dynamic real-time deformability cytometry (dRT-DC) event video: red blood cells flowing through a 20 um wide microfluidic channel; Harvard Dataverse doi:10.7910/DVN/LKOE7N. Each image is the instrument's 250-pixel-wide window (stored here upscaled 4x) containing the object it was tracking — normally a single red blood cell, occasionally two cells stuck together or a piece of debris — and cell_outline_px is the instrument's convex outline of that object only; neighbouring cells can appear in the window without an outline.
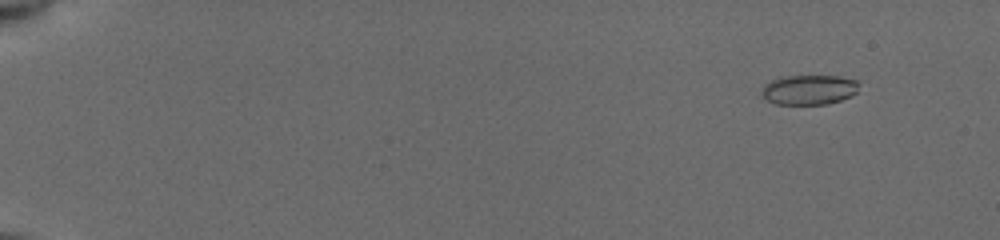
{"species": "common noctule bat (a hibernating species)", "species_latin": "Nyctalus noctula", "temperature_condition": "cold", "stored_images_in_passage": 71, "camera_frame_rate_fps": 3000, "um_per_image_px": 0.085, "animal": {"sex": "female", "body_mass_g": 19.5, "forearm_length_mm": 54.1}, "frame": {"image": 1, "passage_image": 4, "time_ms": 0.667, "image_size_px": [1000, 240], "cell_outline_px": [[860, 84], [856, 92], [840, 100], [828, 104], [776, 104], [768, 100], [760, 92], [772, 80], [784, 76], [836, 76], [856, 80]], "centroid_in_image_um": [68.79, 7.63], "position_along_channel_um": 16.2, "area_um2": 16.59}}
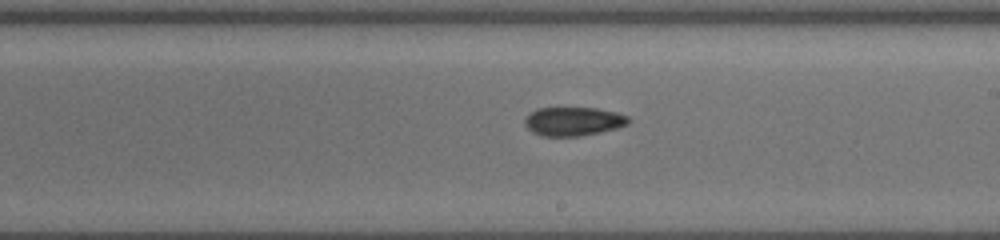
{"frame": {"image": 2, "passage_image": 44, "time_ms": 10.333, "image_size_px": [1000, 240], "cell_outline_px": [[628, 124], [616, 128], [600, 132], [580, 136], [540, 136], [532, 132], [524, 124], [524, 120], [536, 108], [596, 108], [616, 112], [628, 116]], "centroid_in_image_um": [48.72, 10.32], "position_along_channel_um": 240.3, "area_um2": 17.28}}
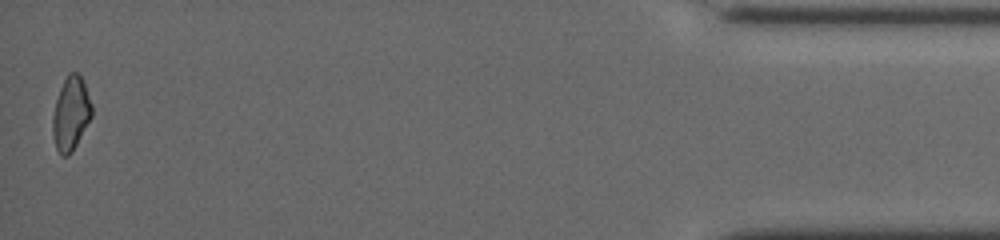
{"frame": {"image": 3, "passage_image": 70, "time_ms": 17.0, "image_size_px": [1000, 240], "cell_outline_px": [[92, 116], [72, 152], [68, 156], [60, 156], [56, 148], [52, 132], [52, 116], [56, 100], [60, 88], [68, 72], [80, 72], [84, 80], [92, 104]], "centroid_in_image_um": [6.03, 9.63], "position_along_channel_um": 429.2, "area_um2": 17.05}, "authors_computed_cell_mechanics": {"area_um2": 17.2244, "velocity_mm_per_s": 3.9439, "shape_relaxation_time_tau1_ms": null, "shape_relaxation_time_tau2_ms": 3.7834, "deformation_change_tau1": null, "deformation_change_tau2": 0.0963}}